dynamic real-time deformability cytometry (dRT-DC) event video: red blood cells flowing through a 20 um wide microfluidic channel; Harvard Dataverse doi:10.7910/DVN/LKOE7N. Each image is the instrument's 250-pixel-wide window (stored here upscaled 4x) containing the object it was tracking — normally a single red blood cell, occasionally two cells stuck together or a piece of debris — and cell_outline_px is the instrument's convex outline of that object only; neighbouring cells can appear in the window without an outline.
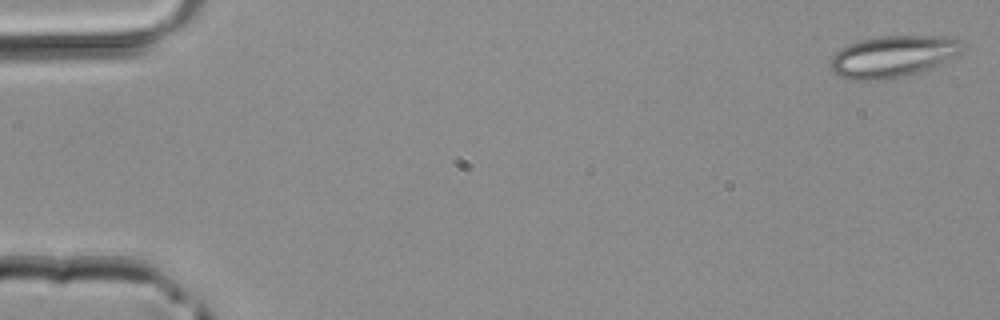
{"species": "common noctule bat (a hibernating species)", "species_latin": "Nyctalus noctula", "temperature_condition": "room temperature", "stored_images_in_passage": 43, "camera_frame_rate_fps": 3000, "um_per_image_px": 0.085, "animal": {"sex": "male", "body_mass_g": 20.4}, "frame": {"image": 1, "passage_image": 1, "time_ms": 0.0, "image_size_px": [1000, 320], "cell_outline_px": [[964, 48], [956, 56], [940, 64], [904, 76], [880, 80], [852, 80], [836, 76], [832, 72], [832, 56], [840, 48], [848, 44], [880, 36], [944, 36], [960, 40]], "centroid_in_image_um": [75.88, 4.8], "position_along_channel_um": 9.1, "area_um2": 31.79}}
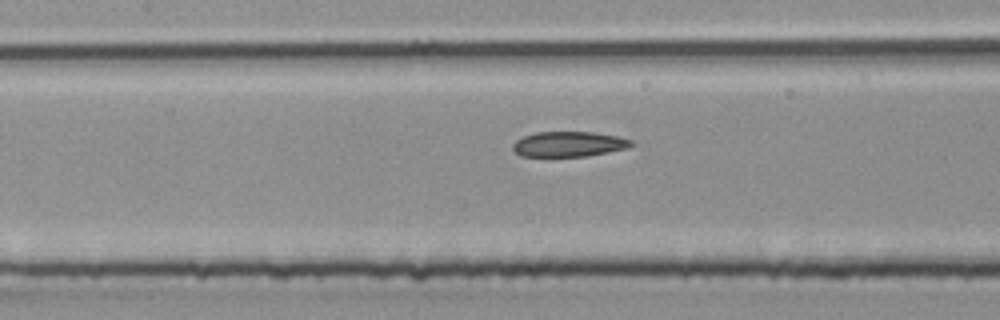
{"frame": {"image": 2, "passage_image": 20, "time_ms": 6.333, "image_size_px": [1000, 320], "cell_outline_px": [[636, 144], [628, 148], [588, 156], [520, 156], [512, 148], [512, 144], [516, 140], [524, 136], [536, 132], [596, 132], [616, 136], [632, 140]], "centroid_in_image_um": [48.37, 12.25], "position_along_channel_um": 159.0, "area_um2": 17.46}}
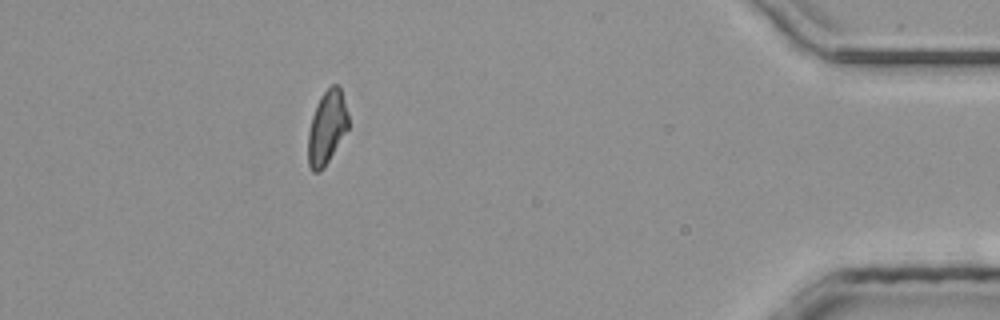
{"frame": {"image": 3, "passage_image": 39, "time_ms": 12.667, "image_size_px": [1000, 320], "cell_outline_px": [[348, 128], [324, 168], [320, 172], [312, 172], [308, 164], [308, 132], [312, 116], [320, 96], [332, 84], [336, 84], [340, 88], [348, 112]], "centroid_in_image_um": [27.77, 10.85], "position_along_channel_um": 407.4, "area_um2": 17.17}}